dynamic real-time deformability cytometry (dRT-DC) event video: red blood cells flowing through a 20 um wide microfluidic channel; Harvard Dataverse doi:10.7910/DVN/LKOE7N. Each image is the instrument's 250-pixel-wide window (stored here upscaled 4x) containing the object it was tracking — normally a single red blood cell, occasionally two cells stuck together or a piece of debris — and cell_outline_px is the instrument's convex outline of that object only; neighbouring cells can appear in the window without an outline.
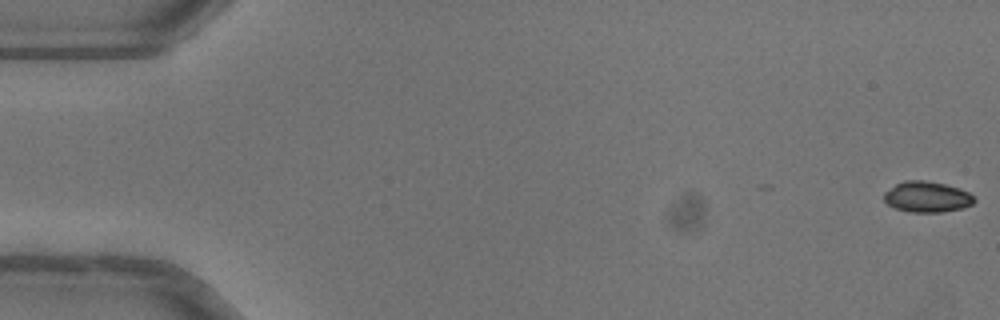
{"species": "common noctule bat (a hibernating species)", "species_latin": "Nyctalus noctula", "temperature_condition": "warm", "stored_images_in_passage": 14, "camera_frame_rate_fps": 3000, "um_per_image_px": 0.085, "animal": {"sex": "female"}, "frame": {"image": 1, "passage_image": 1, "time_ms": 0.0, "image_size_px": [1000, 320], "cell_outline_px": [[976, 200], [972, 204], [964, 208], [940, 212], [912, 212], [896, 208], [888, 204], [884, 200], [884, 192], [896, 184], [904, 180], [924, 180], [944, 184], [960, 188], [968, 192]], "centroid_in_image_um": [78.8, 16.73], "position_along_channel_um": 6.2, "area_um2": 16.13}}